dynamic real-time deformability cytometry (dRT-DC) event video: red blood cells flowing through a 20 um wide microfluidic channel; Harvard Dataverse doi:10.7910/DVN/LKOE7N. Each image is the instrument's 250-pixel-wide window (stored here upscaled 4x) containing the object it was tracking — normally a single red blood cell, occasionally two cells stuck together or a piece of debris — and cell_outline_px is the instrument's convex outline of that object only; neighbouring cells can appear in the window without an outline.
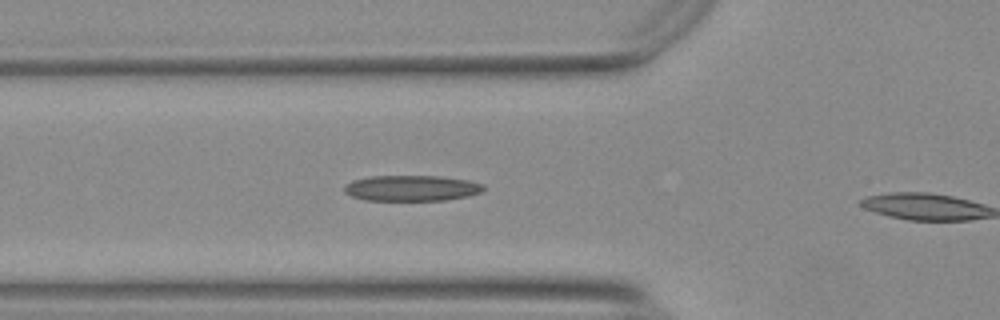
{"species": "Egyptian fruit bat (a non-hibernating species)", "species_latin": "Rousettus aegyptiacus", "temperature_condition": "warm", "stored_images_in_passage": 10, "camera_frame_rate_fps": 3000, "um_per_image_px": 0.085, "animal": {"sex": "female"}, "frame": {"image": 1, "passage_image": 9, "time_ms": 2.667, "image_size_px": [1000, 320], "cell_outline_px": [[484, 192], [468, 196], [444, 200], [364, 200], [352, 196], [344, 192], [344, 184], [352, 180], [372, 176], [436, 176], [468, 180], [484, 184]], "centroid_in_image_um": [34.98, 15.99], "position_along_channel_um": 90.8, "area_um2": 20.92}}